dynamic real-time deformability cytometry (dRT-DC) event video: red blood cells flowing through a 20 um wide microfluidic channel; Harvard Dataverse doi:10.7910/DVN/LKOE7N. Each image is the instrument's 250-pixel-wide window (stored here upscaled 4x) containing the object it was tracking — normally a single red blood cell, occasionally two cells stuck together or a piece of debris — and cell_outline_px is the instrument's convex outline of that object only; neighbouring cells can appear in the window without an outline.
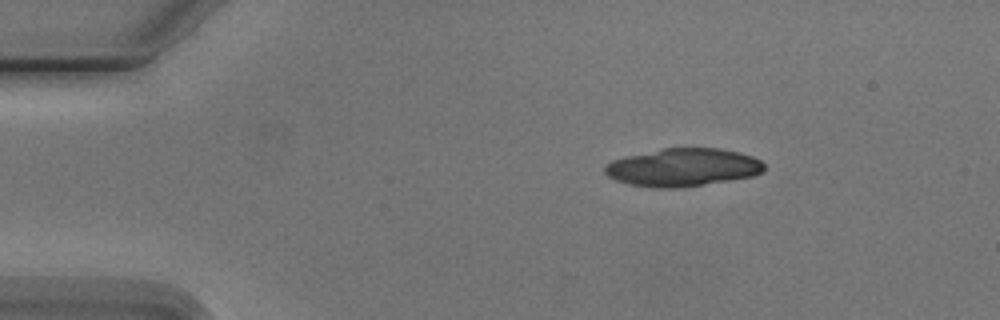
{"species": "Egyptian fruit bat (a non-hibernating species)", "species_latin": "Rousettus aegyptiacus", "temperature_condition": "cold", "stored_images_in_passage": 3, "camera_frame_rate_fps": 3000, "um_per_image_px": 0.085, "animal": {"sex": "male"}, "frame": {"image": 1, "passage_image": 1, "time_ms": 0.0, "image_size_px": [1000, 320], "cell_outline_px": [[764, 172], [752, 176], [684, 188], [652, 188], [628, 184], [616, 180], [608, 176], [604, 172], [604, 164], [612, 160], [624, 156], [664, 148], [720, 148], [740, 152], [752, 156], [760, 160], [764, 164]], "centroid_in_image_um": [58.02, 14.23], "position_along_channel_um": 27.0, "area_um2": 35.6}}